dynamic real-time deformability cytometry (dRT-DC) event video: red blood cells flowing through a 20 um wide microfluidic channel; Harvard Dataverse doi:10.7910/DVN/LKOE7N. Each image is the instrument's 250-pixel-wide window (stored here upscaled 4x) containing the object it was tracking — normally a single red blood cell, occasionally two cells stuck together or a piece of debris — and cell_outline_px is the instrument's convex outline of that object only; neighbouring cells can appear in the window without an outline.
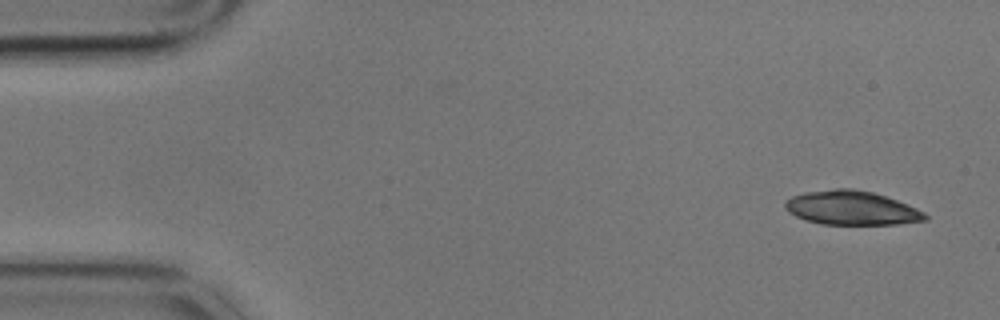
{"species": "common noctule bat (a hibernating species)", "species_latin": "Nyctalus noctula", "temperature_condition": "cold", "stored_images_in_passage": 10, "segment_of_instrument_passage": [1, 2], "camera_frame_rate_fps": 3000, "um_per_image_px": 0.085, "animal": {"sex": "male", "body_mass_g": 17.9}, "frame": {"image": 1, "passage_image": 1, "time_ms": 0.0, "image_size_px": [1000, 320], "cell_outline_px": [[928, 220], [900, 224], [820, 224], [796, 216], [788, 212], [784, 208], [784, 200], [792, 196], [804, 192], [836, 188], [852, 188], [872, 192], [896, 200], [916, 208], [924, 212], [928, 216]], "centroid_in_image_um": [72.36, 17.67], "position_along_channel_um": 12.6, "area_um2": 27.8}}
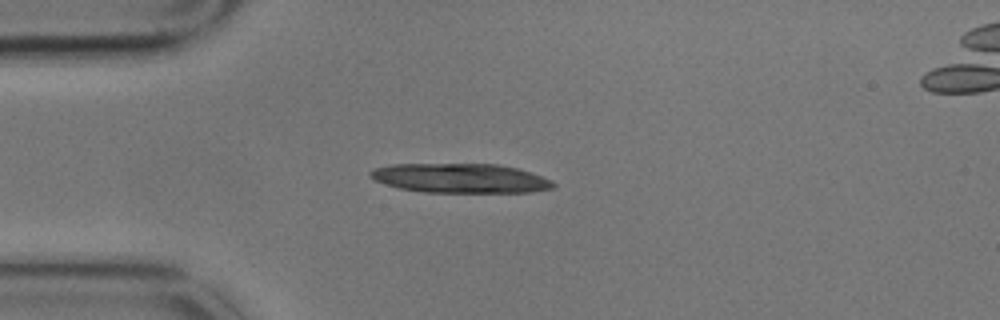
{"frame": {"image": 2, "passage_image": 4, "time_ms": 1.0, "image_size_px": [1000, 320], "cell_outline_px": [[556, 184], [552, 188], [532, 192], [424, 192], [400, 188], [376, 180], [368, 176], [368, 172], [372, 168], [392, 164], [500, 164], [516, 168], [552, 180]], "centroid_in_image_um": [39.11, 15.14], "position_along_channel_um": 45.9, "area_um2": 31.21}}